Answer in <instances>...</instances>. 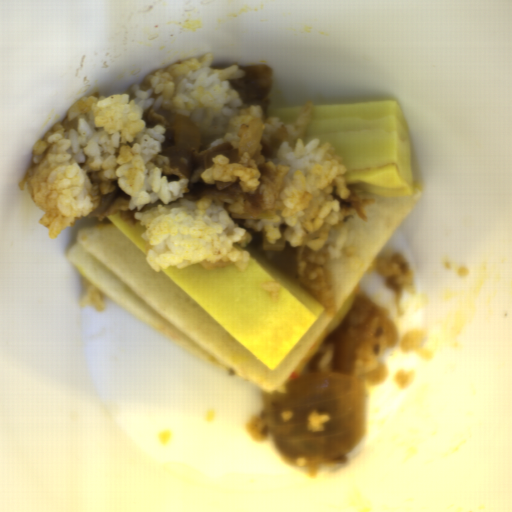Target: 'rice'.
Listing matches in <instances>:
<instances>
[{
	"instance_id": "rice-7",
	"label": "rice",
	"mask_w": 512,
	"mask_h": 512,
	"mask_svg": "<svg viewBox=\"0 0 512 512\" xmlns=\"http://www.w3.org/2000/svg\"><path fill=\"white\" fill-rule=\"evenodd\" d=\"M334 359V350H328L318 363L320 372H331V367Z\"/></svg>"
},
{
	"instance_id": "rice-6",
	"label": "rice",
	"mask_w": 512,
	"mask_h": 512,
	"mask_svg": "<svg viewBox=\"0 0 512 512\" xmlns=\"http://www.w3.org/2000/svg\"><path fill=\"white\" fill-rule=\"evenodd\" d=\"M330 418L327 412H318L317 409H313L306 418L308 423L307 429L317 434L323 432L325 423L328 422Z\"/></svg>"
},
{
	"instance_id": "rice-1",
	"label": "rice",
	"mask_w": 512,
	"mask_h": 512,
	"mask_svg": "<svg viewBox=\"0 0 512 512\" xmlns=\"http://www.w3.org/2000/svg\"><path fill=\"white\" fill-rule=\"evenodd\" d=\"M214 54L191 58L149 74L142 84L125 93L95 92L79 97L32 149L33 163L18 182L19 189L44 213L40 223L49 239L79 219L90 216L103 194L88 174L103 171L131 196L129 209L143 228L149 246L146 262L154 273L168 267L221 268L229 263L245 271L250 260L252 234L236 226L233 213H245L241 197L184 199L189 179L170 180L161 170L169 164L162 143L166 129L147 127L142 116L153 107H167L198 127L199 151L229 143L239 149L243 133L255 118L263 122L260 139H269L281 126L294 140L283 141L277 156L264 158L259 143L255 155L240 154L238 162L226 155L212 158L201 173L206 184L240 180L241 191L260 189L262 211L273 219L243 218L254 230H263L268 243L284 238L291 248L305 246L310 256L302 260L296 279L329 313L338 309L328 267L340 262L352 270L361 262L352 244L355 233L348 225L356 210L340 208L337 194H351L344 175L347 166L332 143L306 140L314 114L313 101L304 104L295 121L284 124L264 118L261 106L242 102L230 80L241 79L240 66L213 67ZM259 164L271 171L259 182Z\"/></svg>"
},
{
	"instance_id": "rice-3",
	"label": "rice",
	"mask_w": 512,
	"mask_h": 512,
	"mask_svg": "<svg viewBox=\"0 0 512 512\" xmlns=\"http://www.w3.org/2000/svg\"><path fill=\"white\" fill-rule=\"evenodd\" d=\"M81 281L85 290L79 301L81 308H87L90 305L95 313L103 311L105 309L104 293L97 289L85 276Z\"/></svg>"
},
{
	"instance_id": "rice-2",
	"label": "rice",
	"mask_w": 512,
	"mask_h": 512,
	"mask_svg": "<svg viewBox=\"0 0 512 512\" xmlns=\"http://www.w3.org/2000/svg\"><path fill=\"white\" fill-rule=\"evenodd\" d=\"M377 267L384 278L385 286L394 291L395 301L398 304L402 300L404 291L414 280L410 264L406 262L401 252L394 251L380 257Z\"/></svg>"
},
{
	"instance_id": "rice-4",
	"label": "rice",
	"mask_w": 512,
	"mask_h": 512,
	"mask_svg": "<svg viewBox=\"0 0 512 512\" xmlns=\"http://www.w3.org/2000/svg\"><path fill=\"white\" fill-rule=\"evenodd\" d=\"M379 356L373 350L366 349L358 354L352 366V375H367L377 369Z\"/></svg>"
},
{
	"instance_id": "rice-8",
	"label": "rice",
	"mask_w": 512,
	"mask_h": 512,
	"mask_svg": "<svg viewBox=\"0 0 512 512\" xmlns=\"http://www.w3.org/2000/svg\"><path fill=\"white\" fill-rule=\"evenodd\" d=\"M280 287H281L280 283L274 282V281L273 282H263L262 285L260 286L261 291L268 292L269 297H271L272 299H275V300L278 296Z\"/></svg>"
},
{
	"instance_id": "rice-5",
	"label": "rice",
	"mask_w": 512,
	"mask_h": 512,
	"mask_svg": "<svg viewBox=\"0 0 512 512\" xmlns=\"http://www.w3.org/2000/svg\"><path fill=\"white\" fill-rule=\"evenodd\" d=\"M427 337V333L421 330L406 332L399 346L400 352L409 353L419 350L421 342Z\"/></svg>"
}]
</instances>
